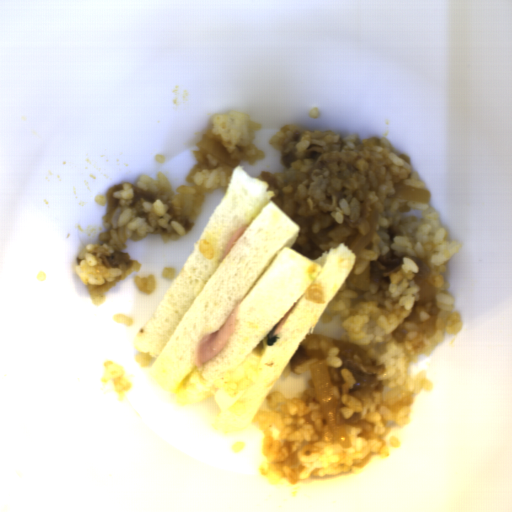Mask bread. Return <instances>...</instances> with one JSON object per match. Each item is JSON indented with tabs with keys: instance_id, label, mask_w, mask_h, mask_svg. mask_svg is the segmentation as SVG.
<instances>
[{
	"instance_id": "bread-1",
	"label": "bread",
	"mask_w": 512,
	"mask_h": 512,
	"mask_svg": "<svg viewBox=\"0 0 512 512\" xmlns=\"http://www.w3.org/2000/svg\"><path fill=\"white\" fill-rule=\"evenodd\" d=\"M270 184L233 167L222 200L134 341L151 376L176 404L213 400L225 427L245 429L286 366L350 277L357 255L344 242L312 260L292 249L301 229L276 203ZM250 224V225H249ZM249 225L222 260L236 230ZM297 302L274 345L266 338ZM240 303L220 353L199 368V342Z\"/></svg>"
}]
</instances>
